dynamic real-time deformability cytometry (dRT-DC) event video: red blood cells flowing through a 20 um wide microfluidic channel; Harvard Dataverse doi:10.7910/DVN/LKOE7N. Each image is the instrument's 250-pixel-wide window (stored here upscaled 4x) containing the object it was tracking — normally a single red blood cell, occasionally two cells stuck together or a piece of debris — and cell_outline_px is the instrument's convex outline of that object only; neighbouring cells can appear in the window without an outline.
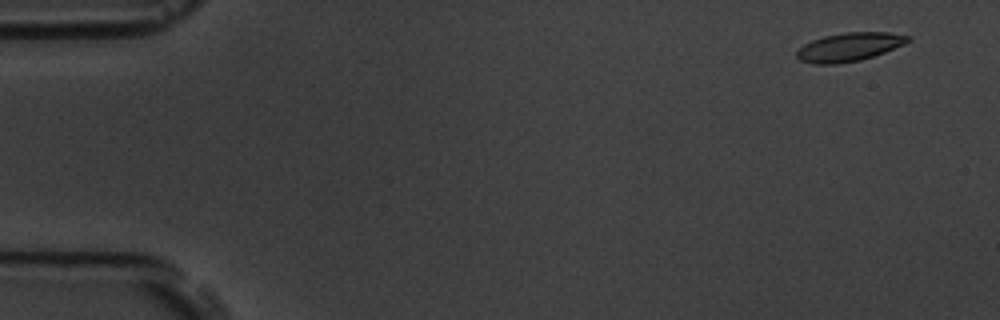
{"species": "common noctule bat (a hibernating species)", "species_latin": "Nyctalus noctula", "temperature_condition": "room temperature", "stored_images_in_passage": 5, "camera_frame_rate_fps": 3000, "um_per_image_px": 0.085, "animal": {"sex": "male", "body_mass_g": 19.5, "forearm_length_mm": 54.6}, "frame": {"image": 1, "passage_image": 1, "time_ms": 0.0, "image_size_px": [1000, 320], "cell_outline_px": [[912, 40], [904, 44], [884, 52], [860, 60], [836, 64], [812, 64], [800, 60], [796, 56], [796, 52], [804, 44], [812, 40], [824, 36], [844, 32], [888, 32], [908, 36]], "centroid_in_image_um": [72.16, 3.99], "position_along_channel_um": 12.8, "area_um2": 18.38}}
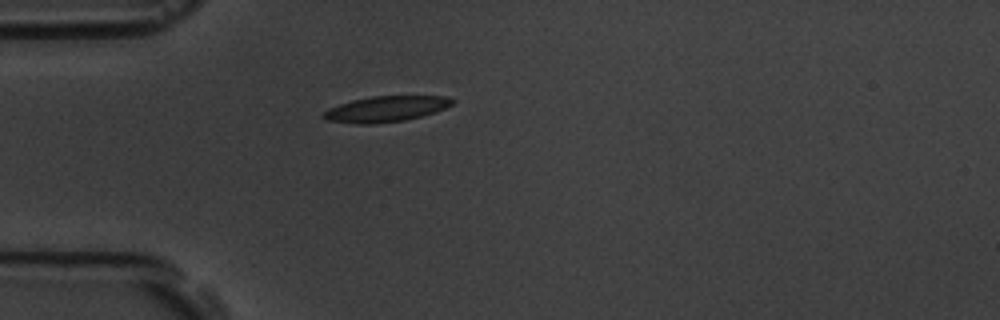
{"frame": {"image": 2, "passage_image": 4, "time_ms": 4.333, "image_size_px": [1000, 320], "cell_outline_px": [[456, 100], [452, 104], [444, 108], [420, 116], [404, 120], [372, 124], [356, 124], [328, 120], [320, 116], [328, 108], [352, 100], [372, 96], [444, 96]], "centroid_in_image_um": [32.76, 9.26], "position_along_channel_um": 52.2, "area_um2": 19.07}}